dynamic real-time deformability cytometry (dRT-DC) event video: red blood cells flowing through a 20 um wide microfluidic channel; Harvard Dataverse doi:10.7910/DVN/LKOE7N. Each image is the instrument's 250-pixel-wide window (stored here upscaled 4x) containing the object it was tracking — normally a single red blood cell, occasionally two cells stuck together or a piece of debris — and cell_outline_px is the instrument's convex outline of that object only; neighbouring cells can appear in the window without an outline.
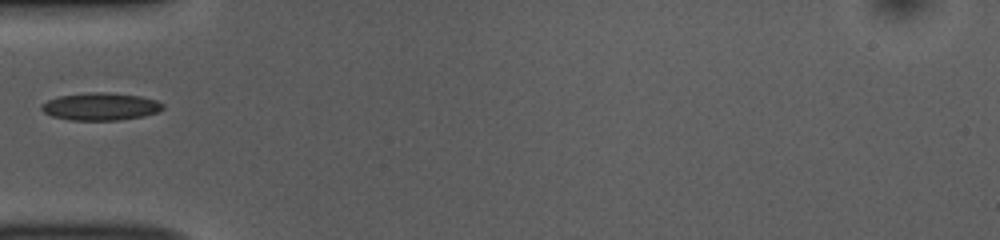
{"species": "common noctule bat (a hibernating species)", "species_latin": "Nyctalus noctula", "temperature_condition": "room temperature", "stored_images_in_passage": 32, "camera_frame_rate_fps": 3000, "um_per_image_px": 0.085, "animal": {"sex": "female", "body_mass_g": 10.0, "forearm_length_mm": 53.1}, "frame": {"image": 1, "passage_image": 1, "time_ms": 0.0, "image_size_px": [1000, 240], "cell_outline_px": [[164, 108], [156, 112], [144, 116], [120, 120], [68, 120], [52, 116], [44, 112], [40, 108], [40, 104], [48, 100], [60, 96], [92, 92], [104, 92], [140, 96], [156, 100], [164, 104]], "centroid_in_image_um": [8.54, 9.06], "position_along_channel_um": 76.5, "area_um2": 19.42}}
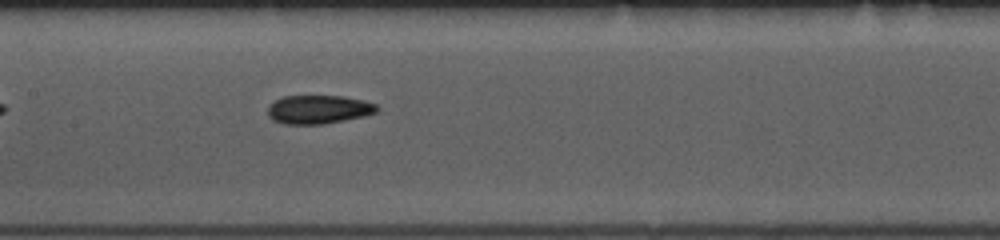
{"frame": {"image": 2, "passage_image": 9, "time_ms": 2.667, "image_size_px": [1000, 240], "cell_outline_px": [[380, 108], [376, 112], [364, 116], [324, 124], [284, 124], [272, 120], [268, 116], [268, 104], [284, 96], [344, 96], [364, 100], [376, 104]], "centroid_in_image_um": [27.07, 9.3], "position_along_channel_um": 180.3, "area_um2": 18.32}}
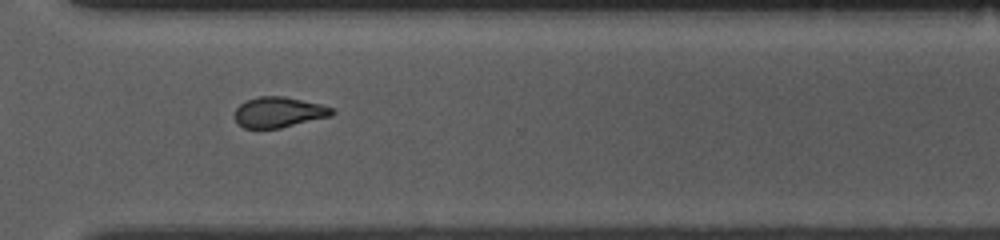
{"frame": {"image": 3, "passage_image": 22, "time_ms": 7.0, "image_size_px": [1000, 240], "cell_outline_px": [[336, 112], [332, 116], [280, 128], [244, 128], [236, 120], [236, 108], [244, 100], [256, 96], [284, 96], [320, 104], [332, 108]], "centroid_in_image_um": [23.71, 9.53], "position_along_channel_um": 346.9, "area_um2": 17.28}}